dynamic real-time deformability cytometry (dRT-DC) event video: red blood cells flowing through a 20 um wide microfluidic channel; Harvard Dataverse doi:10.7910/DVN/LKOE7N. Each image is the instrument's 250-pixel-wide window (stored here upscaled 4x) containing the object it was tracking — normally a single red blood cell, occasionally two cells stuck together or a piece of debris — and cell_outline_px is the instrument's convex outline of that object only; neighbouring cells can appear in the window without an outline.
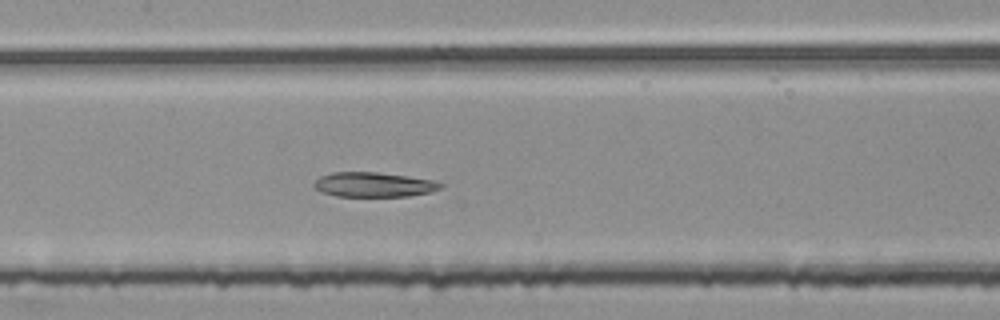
{"species": "common noctule bat (a hibernating species)", "species_latin": "Nyctalus noctula", "temperature_condition": "room temperature", "stored_images_in_passage": 26, "camera_frame_rate_fps": 3000, "um_per_image_px": 0.085, "animal": {"sex": "female", "body_mass_g": 25.1}, "frame": {"image": 1, "passage_image": 25, "time_ms": 8.0, "image_size_px": [1000, 320], "cell_outline_px": [[444, 184], [440, 188], [432, 192], [408, 196], [336, 196], [320, 192], [312, 188], [312, 184], [320, 176], [332, 172], [376, 172], [432, 180]], "centroid_in_image_um": [31.7, 15.7], "position_along_channel_um": 175.7, "area_um2": 18.21}}